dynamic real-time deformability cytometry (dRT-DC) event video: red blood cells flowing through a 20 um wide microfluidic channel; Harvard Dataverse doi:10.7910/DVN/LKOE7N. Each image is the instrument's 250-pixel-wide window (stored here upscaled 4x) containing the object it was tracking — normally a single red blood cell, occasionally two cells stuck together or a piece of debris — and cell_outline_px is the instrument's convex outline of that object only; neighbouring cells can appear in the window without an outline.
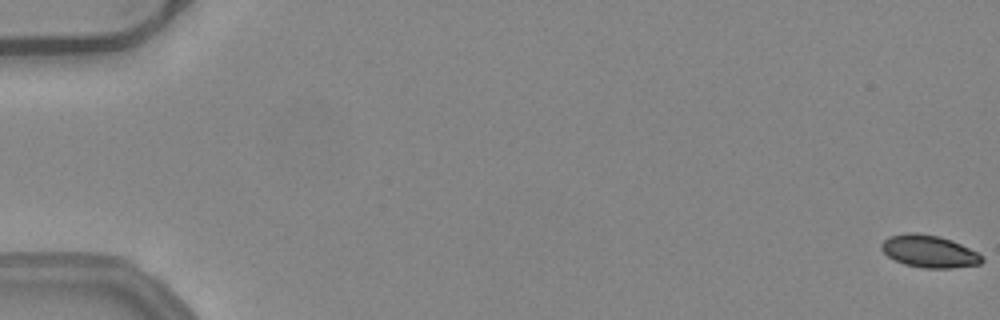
{"species": "common noctule bat (a hibernating species)", "species_latin": "Nyctalus noctula", "temperature_condition": "warm", "stored_images_in_passage": 54, "camera_frame_rate_fps": 3000, "um_per_image_px": 0.085, "animal": {"sex": "female", "body_mass_g": 24.6, "forearm_length_mm": 56.2}, "frame": {"image": 1, "passage_image": 1, "time_ms": 0.0, "image_size_px": [1000, 320], "cell_outline_px": [[984, 260], [980, 264], [952, 268], [924, 268], [904, 264], [888, 256], [880, 248], [880, 244], [888, 236], [904, 232], [916, 232], [940, 236], [952, 240], [984, 256]], "centroid_in_image_um": [78.96, 21.35], "position_along_channel_um": 6.0, "area_um2": 19.07}}
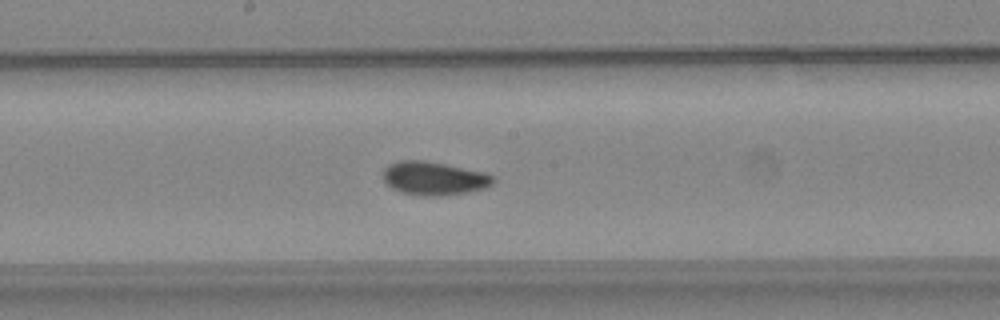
{"frame": {"image": 2, "passage_image": 30, "time_ms": 9.667, "image_size_px": [1000, 320], "cell_outline_px": [[496, 180], [488, 188], [468, 192], [440, 196], [424, 196], [400, 192], [392, 188], [384, 180], [384, 168], [388, 164], [400, 160], [424, 160], [488, 172], [496, 176]], "centroid_in_image_um": [36.96, 15.15], "position_along_channel_um": 211.2, "area_um2": 21.85}}
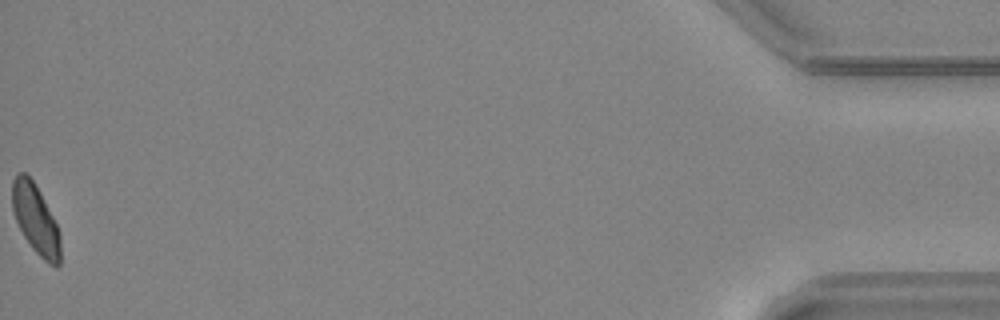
{"frame": {"image": 3, "passage_image": 54, "time_ms": 17.667, "image_size_px": [1000, 320], "cell_outline_px": [[60, 264], [56, 268], [48, 264], [32, 248], [24, 236], [16, 220], [12, 208], [12, 180], [16, 172], [24, 172], [32, 180], [40, 192], [60, 232]], "centroid_in_image_um": [3.02, 18.64], "position_along_channel_um": 432.2, "area_um2": 19.42}, "authors_computed_cell_mechanics": {"area_um2": 20.2589, "velocity_mm_per_s": 3.9967, "shape_relaxation_time_tau1_ms": 11.198, "shape_relaxation_time_tau2_ms": 2.3493, "deformation_change_tau1": 0.2079, "deformation_change_tau2": 0.0712}}